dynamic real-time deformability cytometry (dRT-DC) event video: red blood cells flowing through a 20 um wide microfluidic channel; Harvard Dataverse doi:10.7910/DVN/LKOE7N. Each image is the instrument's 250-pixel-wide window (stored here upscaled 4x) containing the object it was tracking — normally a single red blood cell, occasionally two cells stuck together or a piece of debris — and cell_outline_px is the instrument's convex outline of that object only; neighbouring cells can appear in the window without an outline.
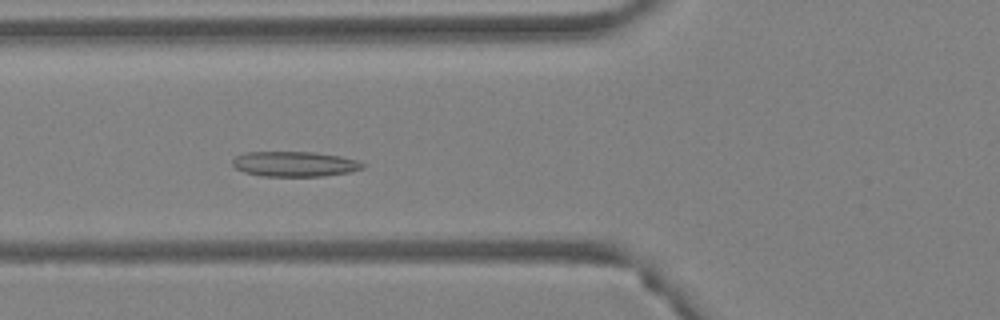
{"species": "Egyptian fruit bat (a non-hibernating species)", "species_latin": "Rousettus aegyptiacus", "temperature_condition": "warm", "stored_images_in_passage": 53, "camera_frame_rate_fps": 3000, "um_per_image_px": 0.085, "animal": {"sex": "female"}, "frame": {"image": 1, "passage_image": 20, "time_ms": 6.333, "image_size_px": [1000, 320], "cell_outline_px": [[368, 164], [364, 168], [352, 172], [324, 176], [260, 176], [244, 172], [236, 168], [232, 164], [232, 160], [236, 156], [244, 152], [312, 152], [340, 156], [356, 160]], "centroid_in_image_um": [25.07, 13.94], "position_along_channel_um": 100.7, "area_um2": 19.25}}
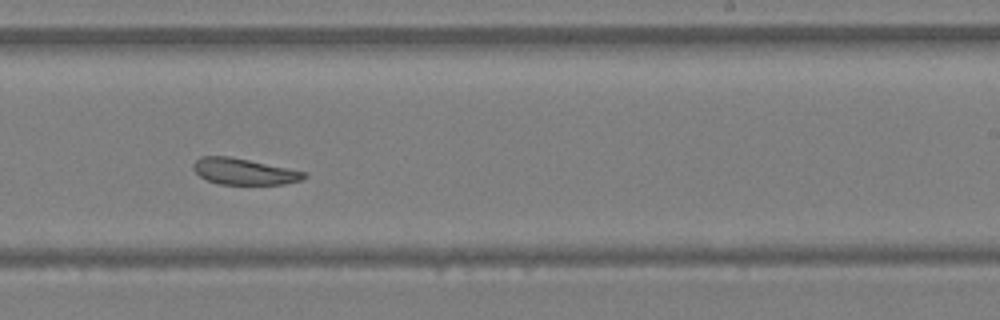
{"frame": {"image": 2, "passage_image": 33, "time_ms": 10.667, "image_size_px": [1000, 320], "cell_outline_px": [[308, 176], [300, 180], [284, 184], [220, 184], [208, 180], [200, 176], [192, 168], [192, 164], [200, 156], [228, 156], [248, 160], [304, 172]], "centroid_in_image_um": [20.68, 14.58], "position_along_channel_um": 268.3, "area_um2": 16.59}}
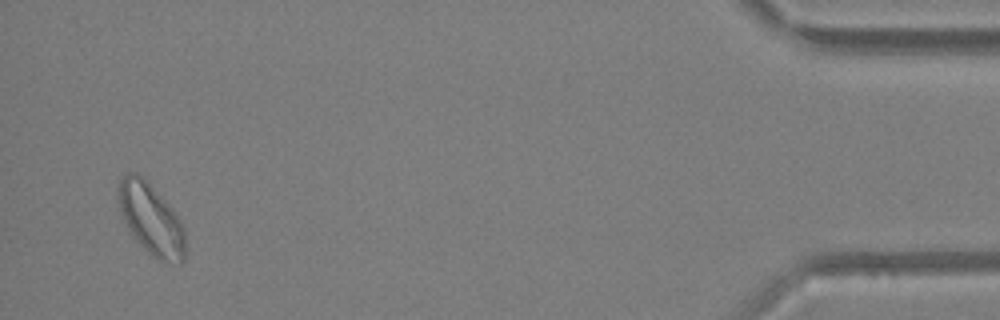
{"frame": {"image": 3, "passage_image": 51, "time_ms": 16.667, "image_size_px": [1000, 320], "cell_outline_px": [[184, 260], [180, 264], [156, 260], [136, 240], [128, 228], [120, 212], [120, 180], [128, 172], [136, 172], [172, 208], [180, 220], [184, 228]], "centroid_in_image_um": [12.87, 18.69], "position_along_channel_um": 422.3, "area_um2": 26.99}}